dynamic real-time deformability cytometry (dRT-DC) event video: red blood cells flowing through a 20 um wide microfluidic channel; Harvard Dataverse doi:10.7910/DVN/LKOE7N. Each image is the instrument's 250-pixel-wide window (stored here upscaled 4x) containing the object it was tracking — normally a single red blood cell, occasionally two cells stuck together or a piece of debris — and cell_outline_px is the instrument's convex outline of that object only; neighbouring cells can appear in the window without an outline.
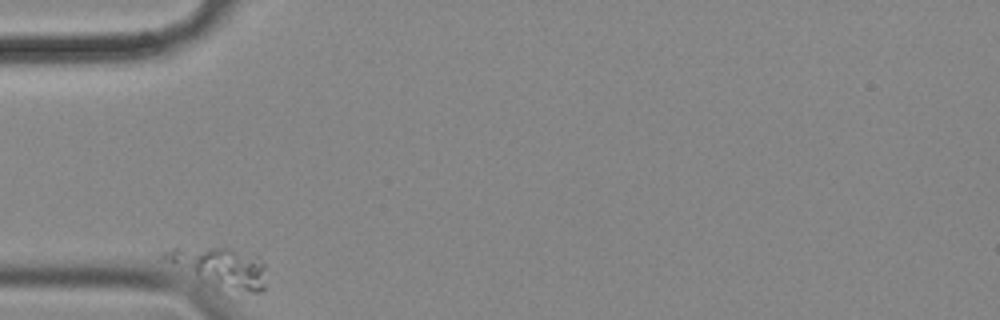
{"species": "common noctule bat (a hibernating species)", "species_latin": "Nyctalus noctula", "temperature_condition": "cold", "stored_images_in_passage": 36, "camera_frame_rate_fps": 3000, "um_per_image_px": 0.085, "animal": {"sex": "female", "body_mass_g": 18.4}, "frame": {"image": 1, "passage_image": 1, "time_ms": 0.0, "image_size_px": [1000, 320], "cell_outline_px": [[264, 288], [260, 292], [216, 292], [164, 260], [164, 252], [172, 248], [228, 248], [256, 256], [264, 264]], "centroid_in_image_um": [18.69, 22.81], "position_along_channel_um": 66.3, "area_um2": 24.1}}
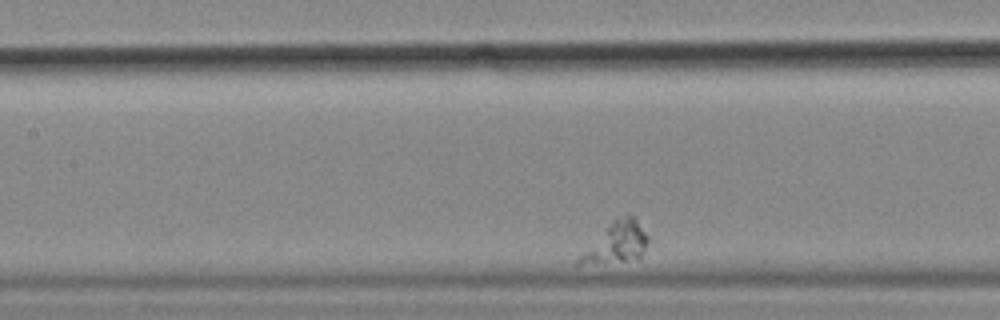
{"frame": {"image": 2, "passage_image": 12, "time_ms": 3.667, "image_size_px": [1000, 320], "cell_outline_px": [[648, 240], [640, 256], [624, 260], [580, 264], [576, 264], [576, 260], [612, 220], [616, 216], [632, 216], [636, 220], [648, 236]], "centroid_in_image_um": [52.39, 20.59], "position_along_channel_um": 155.0, "area_um2": 15.32}}
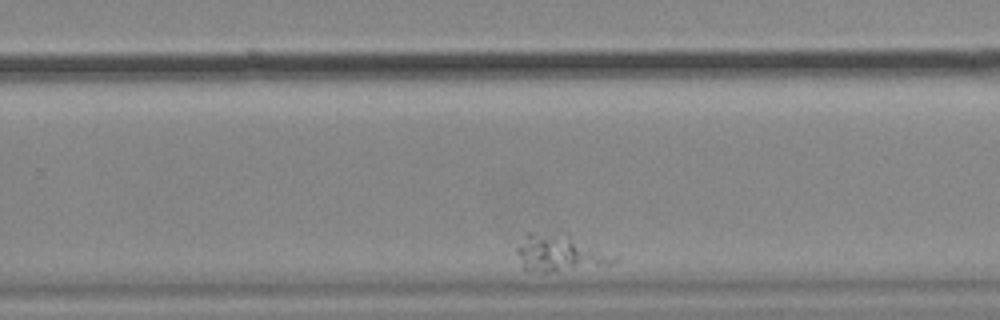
{"frame": {"image": 3, "passage_image": 27, "time_ms": 8.667, "image_size_px": [1000, 320], "cell_outline_px": [[620, 260], [612, 264], [556, 272], [544, 272], [524, 268], [516, 252], [516, 248], [528, 232], [532, 232], [568, 236], [620, 256]], "centroid_in_image_um": [47.64, 21.55], "position_along_channel_um": 282.2, "area_um2": 20.4}}